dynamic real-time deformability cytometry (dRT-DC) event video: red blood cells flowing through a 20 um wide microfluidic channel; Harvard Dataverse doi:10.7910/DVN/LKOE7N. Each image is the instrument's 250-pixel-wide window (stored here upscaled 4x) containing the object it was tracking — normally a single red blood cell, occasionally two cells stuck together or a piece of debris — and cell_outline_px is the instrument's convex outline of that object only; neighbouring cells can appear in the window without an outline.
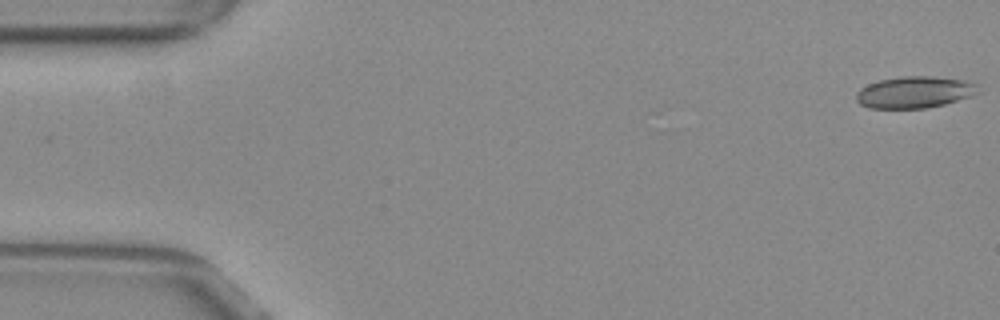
{"species": "common noctule bat (a hibernating species)", "species_latin": "Nyctalus noctula", "temperature_condition": "warm", "stored_images_in_passage": 17, "camera_frame_rate_fps": 3000, "um_per_image_px": 0.085, "animal": {"sex": "female", "body_mass_g": 29.2, "forearm_length_mm": 56.3}, "frame": {"image": 1, "passage_image": 1, "time_ms": 0.0, "image_size_px": [1000, 320], "cell_outline_px": [[980, 92], [944, 104], [924, 108], [868, 108], [860, 104], [856, 100], [856, 92], [860, 88], [868, 84], [880, 80], [900, 76], [932, 76], [964, 80], [976, 84]], "centroid_in_image_um": [77.69, 7.83], "position_along_channel_um": 7.3, "area_um2": 22.37}}
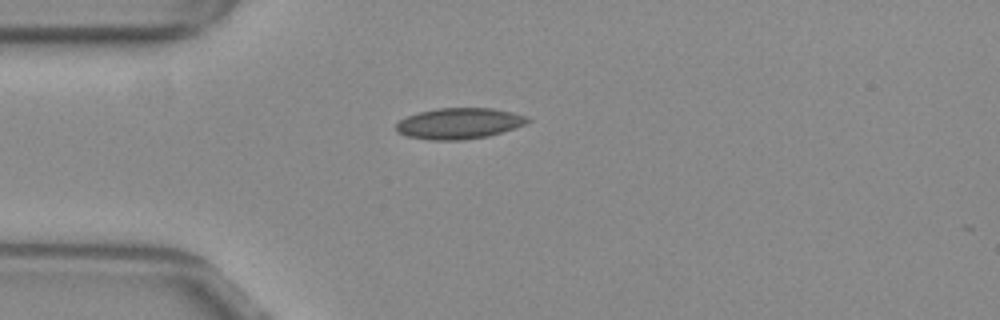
{"frame": {"image": 2, "passage_image": 14, "time_ms": 4.333, "image_size_px": [1000, 320], "cell_outline_px": [[532, 120], [524, 124], [488, 136], [464, 140], [428, 140], [408, 136], [396, 132], [396, 124], [400, 120], [408, 116], [420, 112], [440, 108], [492, 108], [512, 112], [528, 116]], "centroid_in_image_um": [39.02, 10.49], "position_along_channel_um": 46.0, "area_um2": 23.58}}